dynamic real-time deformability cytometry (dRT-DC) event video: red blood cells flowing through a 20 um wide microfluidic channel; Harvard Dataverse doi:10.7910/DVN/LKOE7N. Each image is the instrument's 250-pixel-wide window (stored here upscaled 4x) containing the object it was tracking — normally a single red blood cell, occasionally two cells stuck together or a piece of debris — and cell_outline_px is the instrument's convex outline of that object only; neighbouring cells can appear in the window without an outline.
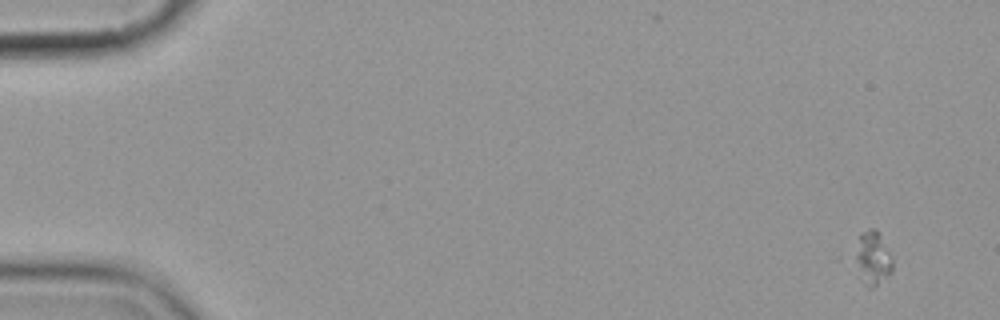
{"species": "common noctule bat (a hibernating species)", "species_latin": "Nyctalus noctula", "temperature_condition": "cold", "stored_images_in_passage": 9, "camera_frame_rate_fps": 3000, "um_per_image_px": 0.085, "animal": {"sex": "female", "body_mass_g": 19.9}, "frame": {"image": 1, "passage_image": 2, "time_ms": 1.333, "image_size_px": [1000, 320], "cell_outline_px": [[892, 272], [872, 288], [868, 288], [856, 260], [856, 256], [860, 232], [868, 228], [876, 228], [880, 232], [892, 260]], "centroid_in_image_um": [74.22, 21.86], "position_along_channel_um": 10.8, "area_um2": 11.04}}
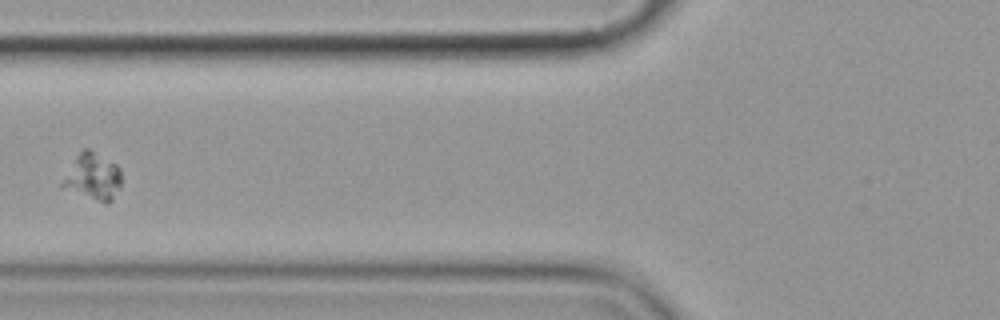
{"frame": {"image": 2, "passage_image": 8, "time_ms": 8.333, "image_size_px": [1000, 320], "cell_outline_px": [[120, 188], [112, 200], [108, 204], [104, 204], [60, 188], [60, 184], [76, 156], [84, 148], [88, 148], [116, 164], [120, 168]], "centroid_in_image_um": [7.88, 15.06], "position_along_channel_um": 117.9, "area_um2": 16.18}}
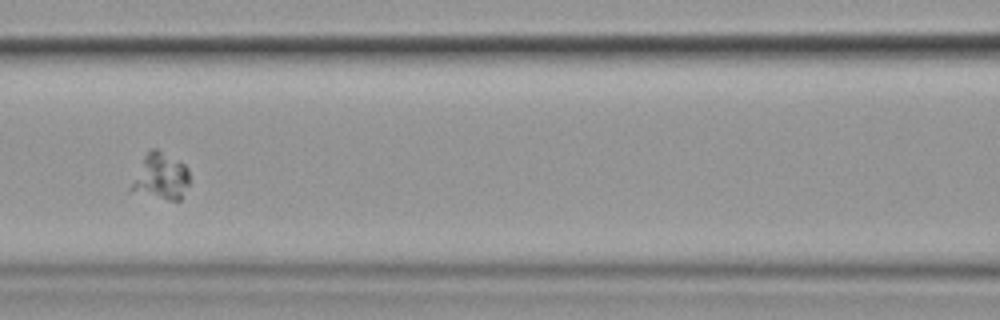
{"frame": {"image": 3, "passage_image": 9, "time_ms": 9.333, "image_size_px": [1000, 320], "cell_outline_px": [[188, 184], [180, 200], [168, 200], [128, 192], [128, 188], [144, 156], [152, 148], [156, 148], [184, 164], [188, 168]], "centroid_in_image_um": [13.61, 15.03], "position_along_channel_um": 153.0, "area_um2": 15.78}}